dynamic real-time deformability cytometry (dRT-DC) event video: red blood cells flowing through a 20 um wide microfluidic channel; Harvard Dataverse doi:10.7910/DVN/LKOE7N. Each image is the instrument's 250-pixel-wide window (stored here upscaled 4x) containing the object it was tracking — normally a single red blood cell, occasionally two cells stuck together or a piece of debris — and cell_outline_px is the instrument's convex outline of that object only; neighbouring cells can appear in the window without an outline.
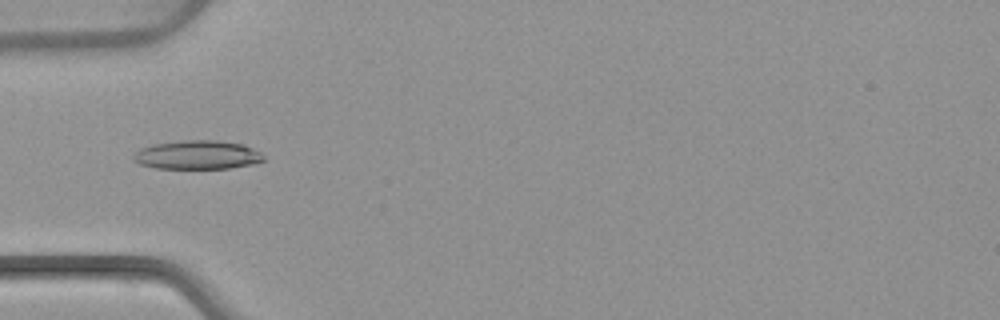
{"species": "common noctule bat (a hibernating species)", "species_latin": "Nyctalus noctula", "temperature_condition": "warm", "stored_images_in_passage": 5, "camera_frame_rate_fps": 3000, "um_per_image_px": 0.085, "animal": {"sex": "female", "body_mass_g": 22.7, "forearm_length_mm": 54.2}, "frame": {"image": 1, "passage_image": 5, "time_ms": 4.667, "image_size_px": [1000, 320], "cell_outline_px": [[264, 160], [252, 164], [228, 168], [156, 168], [140, 164], [132, 160], [132, 156], [140, 148], [152, 144], [184, 140], [216, 140], [244, 144], [260, 152], [264, 156]], "centroid_in_image_um": [16.76, 13.16], "position_along_channel_um": 68.2, "area_um2": 21.85}}